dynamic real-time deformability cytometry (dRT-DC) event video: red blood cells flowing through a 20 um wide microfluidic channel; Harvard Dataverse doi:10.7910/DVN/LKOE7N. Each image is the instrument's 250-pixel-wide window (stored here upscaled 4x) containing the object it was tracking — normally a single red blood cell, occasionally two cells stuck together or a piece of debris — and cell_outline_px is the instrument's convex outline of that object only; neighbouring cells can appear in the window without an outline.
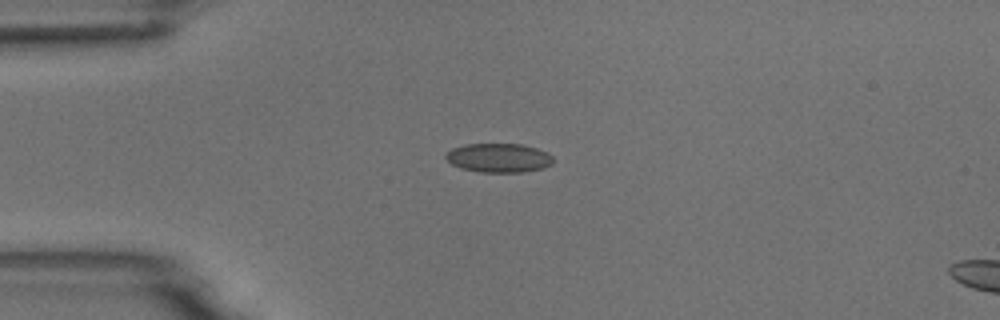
{"species": "common noctule bat (a hibernating species)", "species_latin": "Nyctalus noctula", "temperature_condition": "room temperature", "stored_images_in_passage": 7, "camera_frame_rate_fps": 3000, "um_per_image_px": 0.085, "animal": {"sex": "male", "body_mass_g": 18.8}, "frame": {"image": 1, "passage_image": 1, "time_ms": 0.0, "image_size_px": [1000, 320], "cell_outline_px": [[552, 164], [544, 168], [524, 172], [480, 172], [460, 168], [452, 164], [444, 156], [444, 152], [452, 148], [464, 144], [520, 144], [536, 148], [548, 152], [552, 156]], "centroid_in_image_um": [42.37, 13.42], "position_along_channel_um": 42.6, "area_um2": 18.32}}
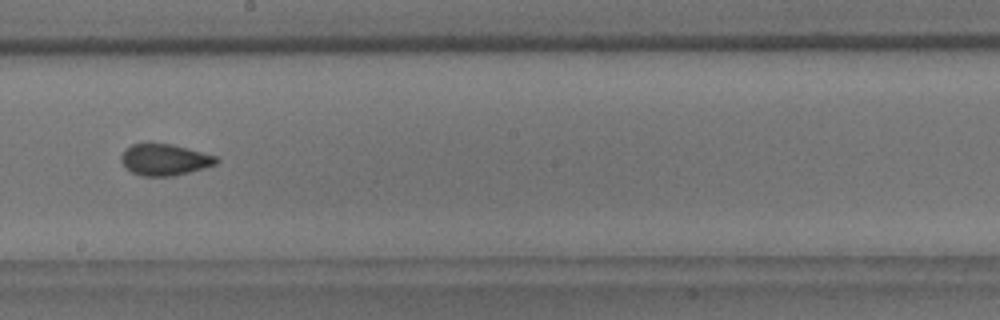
{"frame": {"image": 2, "passage_image": 6, "time_ms": 5.667, "image_size_px": [1000, 320], "cell_outline_px": [[220, 160], [216, 164], [204, 168], [172, 176], [140, 176], [132, 172], [120, 160], [120, 156], [124, 148], [132, 144], [172, 144], [216, 156]], "centroid_in_image_um": [13.98, 13.57], "position_along_channel_um": 234.2, "area_um2": 17.28}}